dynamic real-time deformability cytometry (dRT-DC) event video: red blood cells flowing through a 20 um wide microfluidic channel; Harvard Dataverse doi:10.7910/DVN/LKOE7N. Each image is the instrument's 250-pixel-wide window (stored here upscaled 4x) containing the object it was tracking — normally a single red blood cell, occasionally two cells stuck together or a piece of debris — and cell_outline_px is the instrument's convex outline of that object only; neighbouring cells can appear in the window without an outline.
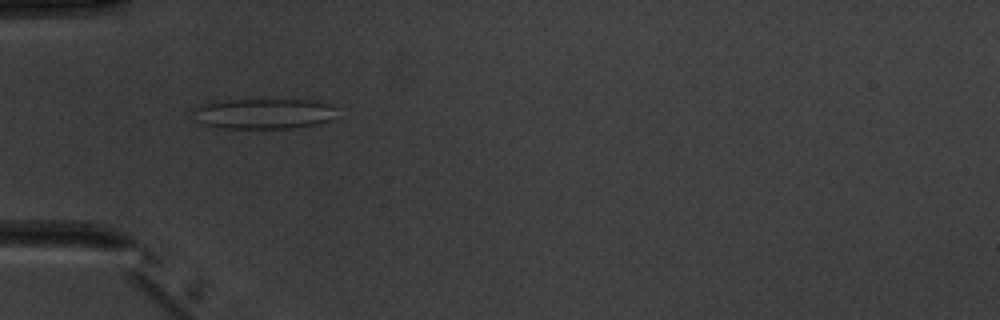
{"species": "common noctule bat (a hibernating species)", "species_latin": "Nyctalus noctula", "temperature_condition": "warm", "stored_images_in_passage": 5, "camera_frame_rate_fps": 3000, "um_per_image_px": 0.085, "animal": {"sex": "male", "body_mass_g": 20.1, "forearm_length_mm": 53.5}, "frame": {"image": 1, "passage_image": 4, "time_ms": 3.333, "image_size_px": [1000, 320], "cell_outline_px": [[336, 108], [328, 120], [316, 124], [292, 128], [224, 128], [200, 124], [192, 112], [196, 108], [212, 100], [308, 100], [324, 104]], "centroid_in_image_um": [22.3, 9.66], "position_along_channel_um": 62.7, "area_um2": 25.03}}
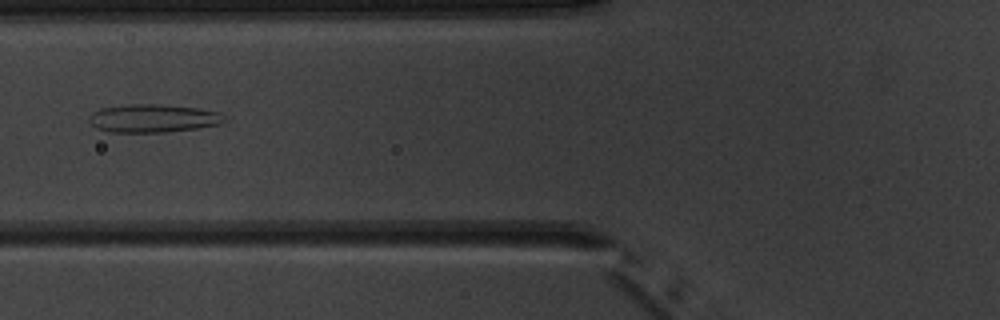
{"frame": {"image": 2, "passage_image": 5, "time_ms": 4.667, "image_size_px": [1000, 320], "cell_outline_px": [[228, 120], [220, 124], [200, 128], [164, 132], [108, 132], [96, 128], [88, 120], [88, 116], [92, 112], [100, 108], [128, 104], [160, 104], [200, 108], [220, 112]], "centroid_in_image_um": [13.03, 10.05], "position_along_channel_um": 112.8, "area_um2": 22.54}}